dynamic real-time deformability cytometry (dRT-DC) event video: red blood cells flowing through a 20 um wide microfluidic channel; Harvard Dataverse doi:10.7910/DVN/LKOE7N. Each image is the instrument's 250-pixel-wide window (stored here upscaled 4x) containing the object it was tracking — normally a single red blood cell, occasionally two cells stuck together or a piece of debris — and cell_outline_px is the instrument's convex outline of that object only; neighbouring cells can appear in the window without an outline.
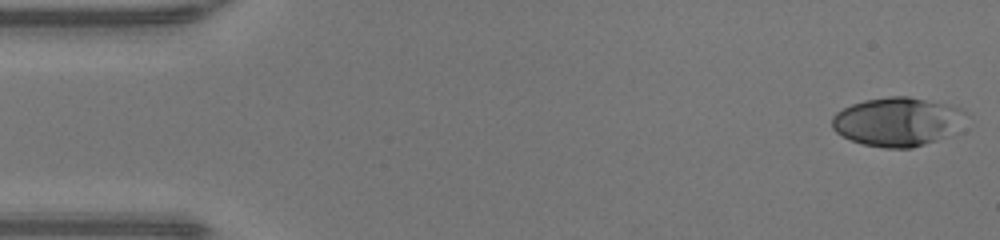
{"species": "human", "species_latin": "Homo sapiens", "temperature_condition": "warm", "stored_images_in_passage": 48, "camera_frame_rate_fps": 3000, "um_per_image_px": 0.085, "donor": {"sex": "male"}, "frame": {"image": 1, "passage_image": 1, "time_ms": 0.0, "image_size_px": [1000, 240], "cell_outline_px": [[964, 112], [944, 136], [936, 140], [912, 148], [884, 148], [864, 144], [852, 140], [836, 132], [832, 128], [832, 116], [836, 112], [852, 104], [864, 100], [888, 96], [908, 96], [948, 104], [960, 108]], "centroid_in_image_um": [76.14, 10.33], "position_along_channel_um": 8.9, "area_um2": 36.93}}
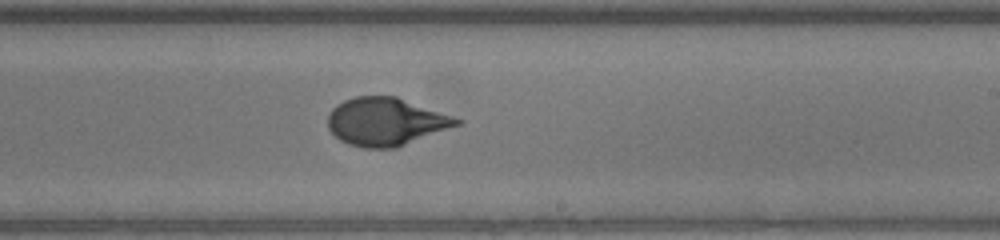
{"frame": {"image": 2, "passage_image": 28, "time_ms": 9.0, "image_size_px": [1000, 240], "cell_outline_px": [[464, 124], [396, 148], [364, 148], [348, 144], [340, 140], [328, 128], [328, 116], [332, 108], [336, 104], [344, 100], [356, 96], [396, 96], [464, 120]], "centroid_in_image_um": [32.83, 10.35], "position_along_channel_um": 256.2, "area_um2": 36.24}}
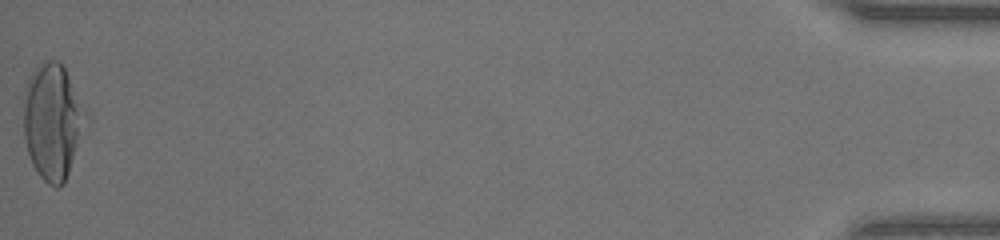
{"frame": {"image": 3, "passage_image": 48, "time_ms": 15.667, "image_size_px": [1000, 240], "cell_outline_px": [[92, 120], [64, 184], [60, 188], [56, 188], [48, 184], [36, 172], [32, 164], [28, 152], [24, 136], [20, 100], [28, 76], [44, 60], [56, 60], [64, 68], [88, 112]], "centroid_in_image_um": [4.5, 10.35], "position_along_channel_um": 430.7, "area_um2": 43.93}, "authors_computed_cell_mechanics": {"area_um2": 35.7782, "velocity_mm_per_s": 4.2756, "shape_relaxation_time_tau1_ms": 5.1738, "shape_relaxation_time_tau2_ms": null, "deformation_change_tau1": 0.274, "deformation_change_tau2": null}}